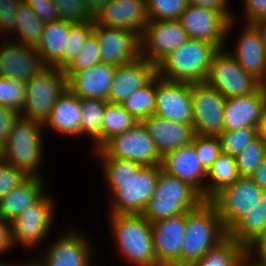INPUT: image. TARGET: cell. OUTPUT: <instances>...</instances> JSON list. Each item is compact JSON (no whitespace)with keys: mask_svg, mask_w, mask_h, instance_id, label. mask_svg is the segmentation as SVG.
Masks as SVG:
<instances>
[{"mask_svg":"<svg viewBox=\"0 0 266 266\" xmlns=\"http://www.w3.org/2000/svg\"><path fill=\"white\" fill-rule=\"evenodd\" d=\"M101 160L105 183L111 199L109 215L142 214L153 197L160 164H142L115 158Z\"/></svg>","mask_w":266,"mask_h":266,"instance_id":"cell-1","label":"cell"},{"mask_svg":"<svg viewBox=\"0 0 266 266\" xmlns=\"http://www.w3.org/2000/svg\"><path fill=\"white\" fill-rule=\"evenodd\" d=\"M108 221L116 249L127 263L131 266H159L151 222L142 214L108 215Z\"/></svg>","mask_w":266,"mask_h":266,"instance_id":"cell-2","label":"cell"},{"mask_svg":"<svg viewBox=\"0 0 266 266\" xmlns=\"http://www.w3.org/2000/svg\"><path fill=\"white\" fill-rule=\"evenodd\" d=\"M227 236L216 206L203 200L186 213V227L181 248V266H191Z\"/></svg>","mask_w":266,"mask_h":266,"instance_id":"cell-3","label":"cell"},{"mask_svg":"<svg viewBox=\"0 0 266 266\" xmlns=\"http://www.w3.org/2000/svg\"><path fill=\"white\" fill-rule=\"evenodd\" d=\"M217 50L210 42L189 39L156 65L157 75L168 81L205 82Z\"/></svg>","mask_w":266,"mask_h":266,"instance_id":"cell-4","label":"cell"},{"mask_svg":"<svg viewBox=\"0 0 266 266\" xmlns=\"http://www.w3.org/2000/svg\"><path fill=\"white\" fill-rule=\"evenodd\" d=\"M43 124L20 116L3 145L2 160L29 177L44 178L39 170L43 157Z\"/></svg>","mask_w":266,"mask_h":266,"instance_id":"cell-5","label":"cell"},{"mask_svg":"<svg viewBox=\"0 0 266 266\" xmlns=\"http://www.w3.org/2000/svg\"><path fill=\"white\" fill-rule=\"evenodd\" d=\"M202 201V196L194 188L164 171L160 164L155 192L142 215L152 223L185 214Z\"/></svg>","mask_w":266,"mask_h":266,"instance_id":"cell-6","label":"cell"},{"mask_svg":"<svg viewBox=\"0 0 266 266\" xmlns=\"http://www.w3.org/2000/svg\"><path fill=\"white\" fill-rule=\"evenodd\" d=\"M25 89L21 116L44 124L55 102L68 89V79L63 69L48 66L25 82Z\"/></svg>","mask_w":266,"mask_h":266,"instance_id":"cell-7","label":"cell"},{"mask_svg":"<svg viewBox=\"0 0 266 266\" xmlns=\"http://www.w3.org/2000/svg\"><path fill=\"white\" fill-rule=\"evenodd\" d=\"M94 153L99 158L129 160L143 166L161 164L162 161L154 140L142 122L113 136Z\"/></svg>","mask_w":266,"mask_h":266,"instance_id":"cell-8","label":"cell"},{"mask_svg":"<svg viewBox=\"0 0 266 266\" xmlns=\"http://www.w3.org/2000/svg\"><path fill=\"white\" fill-rule=\"evenodd\" d=\"M55 201L46 191L16 218L10 221L14 246L37 248L50 233L55 216Z\"/></svg>","mask_w":266,"mask_h":266,"instance_id":"cell-9","label":"cell"},{"mask_svg":"<svg viewBox=\"0 0 266 266\" xmlns=\"http://www.w3.org/2000/svg\"><path fill=\"white\" fill-rule=\"evenodd\" d=\"M205 82L226 98L253 93L261 85L225 47L219 48L213 55Z\"/></svg>","mask_w":266,"mask_h":266,"instance_id":"cell-10","label":"cell"},{"mask_svg":"<svg viewBox=\"0 0 266 266\" xmlns=\"http://www.w3.org/2000/svg\"><path fill=\"white\" fill-rule=\"evenodd\" d=\"M179 21L189 39L210 42L218 49L227 46V40L236 25L235 19L230 21L221 12L190 4Z\"/></svg>","mask_w":266,"mask_h":266,"instance_id":"cell-11","label":"cell"},{"mask_svg":"<svg viewBox=\"0 0 266 266\" xmlns=\"http://www.w3.org/2000/svg\"><path fill=\"white\" fill-rule=\"evenodd\" d=\"M262 192L263 190L251 178L239 177L210 200L216 206L226 231L240 217L257 207Z\"/></svg>","mask_w":266,"mask_h":266,"instance_id":"cell-12","label":"cell"},{"mask_svg":"<svg viewBox=\"0 0 266 266\" xmlns=\"http://www.w3.org/2000/svg\"><path fill=\"white\" fill-rule=\"evenodd\" d=\"M79 232L71 225L47 249L44 248L43 255L33 258V261L37 266H91L95 256L93 244Z\"/></svg>","mask_w":266,"mask_h":266,"instance_id":"cell-13","label":"cell"},{"mask_svg":"<svg viewBox=\"0 0 266 266\" xmlns=\"http://www.w3.org/2000/svg\"><path fill=\"white\" fill-rule=\"evenodd\" d=\"M192 125L197 135L218 136L223 131L226 97L206 82L191 84Z\"/></svg>","mask_w":266,"mask_h":266,"instance_id":"cell-14","label":"cell"},{"mask_svg":"<svg viewBox=\"0 0 266 266\" xmlns=\"http://www.w3.org/2000/svg\"><path fill=\"white\" fill-rule=\"evenodd\" d=\"M92 35L100 48L101 61L115 67L141 57V36L121 28L98 25L93 21Z\"/></svg>","mask_w":266,"mask_h":266,"instance_id":"cell-15","label":"cell"},{"mask_svg":"<svg viewBox=\"0 0 266 266\" xmlns=\"http://www.w3.org/2000/svg\"><path fill=\"white\" fill-rule=\"evenodd\" d=\"M187 40L179 20H148L141 36V56L156 66Z\"/></svg>","mask_w":266,"mask_h":266,"instance_id":"cell-16","label":"cell"},{"mask_svg":"<svg viewBox=\"0 0 266 266\" xmlns=\"http://www.w3.org/2000/svg\"><path fill=\"white\" fill-rule=\"evenodd\" d=\"M154 115L174 122L192 124L191 84L168 81L156 75Z\"/></svg>","mask_w":266,"mask_h":266,"instance_id":"cell-17","label":"cell"},{"mask_svg":"<svg viewBox=\"0 0 266 266\" xmlns=\"http://www.w3.org/2000/svg\"><path fill=\"white\" fill-rule=\"evenodd\" d=\"M0 45V76L27 82L48 66L36 49L9 39Z\"/></svg>","mask_w":266,"mask_h":266,"instance_id":"cell-18","label":"cell"},{"mask_svg":"<svg viewBox=\"0 0 266 266\" xmlns=\"http://www.w3.org/2000/svg\"><path fill=\"white\" fill-rule=\"evenodd\" d=\"M154 251L159 266H181L186 213L151 223Z\"/></svg>","mask_w":266,"mask_h":266,"instance_id":"cell-19","label":"cell"},{"mask_svg":"<svg viewBox=\"0 0 266 266\" xmlns=\"http://www.w3.org/2000/svg\"><path fill=\"white\" fill-rule=\"evenodd\" d=\"M266 107V90L260 85L253 93L226 98L223 131L258 128Z\"/></svg>","mask_w":266,"mask_h":266,"instance_id":"cell-20","label":"cell"},{"mask_svg":"<svg viewBox=\"0 0 266 266\" xmlns=\"http://www.w3.org/2000/svg\"><path fill=\"white\" fill-rule=\"evenodd\" d=\"M98 25L132 30L142 36L148 22L146 0H109L94 16Z\"/></svg>","mask_w":266,"mask_h":266,"instance_id":"cell-21","label":"cell"},{"mask_svg":"<svg viewBox=\"0 0 266 266\" xmlns=\"http://www.w3.org/2000/svg\"><path fill=\"white\" fill-rule=\"evenodd\" d=\"M157 75L156 66L142 56L133 62L115 67L108 102L121 104Z\"/></svg>","mask_w":266,"mask_h":266,"instance_id":"cell-22","label":"cell"},{"mask_svg":"<svg viewBox=\"0 0 266 266\" xmlns=\"http://www.w3.org/2000/svg\"><path fill=\"white\" fill-rule=\"evenodd\" d=\"M161 167L194 188L205 200L207 170L203 167L192 143L181 146L162 157Z\"/></svg>","mask_w":266,"mask_h":266,"instance_id":"cell-23","label":"cell"},{"mask_svg":"<svg viewBox=\"0 0 266 266\" xmlns=\"http://www.w3.org/2000/svg\"><path fill=\"white\" fill-rule=\"evenodd\" d=\"M240 29L233 51H229L239 65L262 85L266 82V51L258 29L245 23ZM235 48V49H234Z\"/></svg>","mask_w":266,"mask_h":266,"instance_id":"cell-24","label":"cell"},{"mask_svg":"<svg viewBox=\"0 0 266 266\" xmlns=\"http://www.w3.org/2000/svg\"><path fill=\"white\" fill-rule=\"evenodd\" d=\"M142 123L154 140L161 158L192 143L195 136L192 124L170 121L154 114L145 118Z\"/></svg>","mask_w":266,"mask_h":266,"instance_id":"cell-25","label":"cell"},{"mask_svg":"<svg viewBox=\"0 0 266 266\" xmlns=\"http://www.w3.org/2000/svg\"><path fill=\"white\" fill-rule=\"evenodd\" d=\"M115 66L100 62L75 72L68 79V89L79 98L102 99L108 102Z\"/></svg>","mask_w":266,"mask_h":266,"instance_id":"cell-26","label":"cell"},{"mask_svg":"<svg viewBox=\"0 0 266 266\" xmlns=\"http://www.w3.org/2000/svg\"><path fill=\"white\" fill-rule=\"evenodd\" d=\"M81 115L79 97L67 89L55 102L43 128H51L60 135L80 136Z\"/></svg>","mask_w":266,"mask_h":266,"instance_id":"cell-27","label":"cell"},{"mask_svg":"<svg viewBox=\"0 0 266 266\" xmlns=\"http://www.w3.org/2000/svg\"><path fill=\"white\" fill-rule=\"evenodd\" d=\"M72 24L62 19L44 24L39 42L34 48L47 66L64 69V50Z\"/></svg>","mask_w":266,"mask_h":266,"instance_id":"cell-28","label":"cell"},{"mask_svg":"<svg viewBox=\"0 0 266 266\" xmlns=\"http://www.w3.org/2000/svg\"><path fill=\"white\" fill-rule=\"evenodd\" d=\"M44 180V178L29 177L23 184L7 193L0 200V217L10 222L34 203L45 192Z\"/></svg>","mask_w":266,"mask_h":266,"instance_id":"cell-29","label":"cell"},{"mask_svg":"<svg viewBox=\"0 0 266 266\" xmlns=\"http://www.w3.org/2000/svg\"><path fill=\"white\" fill-rule=\"evenodd\" d=\"M239 177L236 159L221 153L207 170L205 200H211L218 192L233 184Z\"/></svg>","mask_w":266,"mask_h":266,"instance_id":"cell-30","label":"cell"},{"mask_svg":"<svg viewBox=\"0 0 266 266\" xmlns=\"http://www.w3.org/2000/svg\"><path fill=\"white\" fill-rule=\"evenodd\" d=\"M246 248L226 236L191 266H244Z\"/></svg>","mask_w":266,"mask_h":266,"instance_id":"cell-31","label":"cell"},{"mask_svg":"<svg viewBox=\"0 0 266 266\" xmlns=\"http://www.w3.org/2000/svg\"><path fill=\"white\" fill-rule=\"evenodd\" d=\"M82 110L80 136L89 137L94 151L102 146V116L106 104L102 99L79 98Z\"/></svg>","mask_w":266,"mask_h":266,"instance_id":"cell-32","label":"cell"},{"mask_svg":"<svg viewBox=\"0 0 266 266\" xmlns=\"http://www.w3.org/2000/svg\"><path fill=\"white\" fill-rule=\"evenodd\" d=\"M240 217L228 230L227 236L245 248L266 231L265 211L262 204Z\"/></svg>","mask_w":266,"mask_h":266,"instance_id":"cell-33","label":"cell"},{"mask_svg":"<svg viewBox=\"0 0 266 266\" xmlns=\"http://www.w3.org/2000/svg\"><path fill=\"white\" fill-rule=\"evenodd\" d=\"M14 24V34L17 33L18 39L10 40L20 43L22 45L35 47L40 39L44 24L32 11V8L25 2H20L17 6L16 18ZM18 40V41H17Z\"/></svg>","mask_w":266,"mask_h":266,"instance_id":"cell-34","label":"cell"},{"mask_svg":"<svg viewBox=\"0 0 266 266\" xmlns=\"http://www.w3.org/2000/svg\"><path fill=\"white\" fill-rule=\"evenodd\" d=\"M156 103V76L143 88L136 90L120 105L138 122L154 114Z\"/></svg>","mask_w":266,"mask_h":266,"instance_id":"cell-35","label":"cell"},{"mask_svg":"<svg viewBox=\"0 0 266 266\" xmlns=\"http://www.w3.org/2000/svg\"><path fill=\"white\" fill-rule=\"evenodd\" d=\"M137 122L120 104L108 102L102 116V145L113 136L128 131Z\"/></svg>","mask_w":266,"mask_h":266,"instance_id":"cell-36","label":"cell"},{"mask_svg":"<svg viewBox=\"0 0 266 266\" xmlns=\"http://www.w3.org/2000/svg\"><path fill=\"white\" fill-rule=\"evenodd\" d=\"M266 158V144L258 135L250 141L235 158L240 177H251L260 163Z\"/></svg>","mask_w":266,"mask_h":266,"instance_id":"cell-37","label":"cell"},{"mask_svg":"<svg viewBox=\"0 0 266 266\" xmlns=\"http://www.w3.org/2000/svg\"><path fill=\"white\" fill-rule=\"evenodd\" d=\"M258 136V128H241L222 131L219 135L221 152L236 158L244 147Z\"/></svg>","mask_w":266,"mask_h":266,"instance_id":"cell-38","label":"cell"},{"mask_svg":"<svg viewBox=\"0 0 266 266\" xmlns=\"http://www.w3.org/2000/svg\"><path fill=\"white\" fill-rule=\"evenodd\" d=\"M100 62V48L91 34L79 54L63 69L64 74L69 79L75 72L91 68Z\"/></svg>","mask_w":266,"mask_h":266,"instance_id":"cell-39","label":"cell"},{"mask_svg":"<svg viewBox=\"0 0 266 266\" xmlns=\"http://www.w3.org/2000/svg\"><path fill=\"white\" fill-rule=\"evenodd\" d=\"M188 0H146L148 20H179Z\"/></svg>","mask_w":266,"mask_h":266,"instance_id":"cell-40","label":"cell"},{"mask_svg":"<svg viewBox=\"0 0 266 266\" xmlns=\"http://www.w3.org/2000/svg\"><path fill=\"white\" fill-rule=\"evenodd\" d=\"M92 31L93 21L73 23L70 26L66 50H64V68L79 54Z\"/></svg>","mask_w":266,"mask_h":266,"instance_id":"cell-41","label":"cell"},{"mask_svg":"<svg viewBox=\"0 0 266 266\" xmlns=\"http://www.w3.org/2000/svg\"><path fill=\"white\" fill-rule=\"evenodd\" d=\"M25 98L24 81L0 76V105L21 112L25 104Z\"/></svg>","mask_w":266,"mask_h":266,"instance_id":"cell-42","label":"cell"},{"mask_svg":"<svg viewBox=\"0 0 266 266\" xmlns=\"http://www.w3.org/2000/svg\"><path fill=\"white\" fill-rule=\"evenodd\" d=\"M59 19L71 23L94 21L86 0H52Z\"/></svg>","mask_w":266,"mask_h":266,"instance_id":"cell-43","label":"cell"},{"mask_svg":"<svg viewBox=\"0 0 266 266\" xmlns=\"http://www.w3.org/2000/svg\"><path fill=\"white\" fill-rule=\"evenodd\" d=\"M192 144L203 167L208 170L222 153L218 136L195 134Z\"/></svg>","mask_w":266,"mask_h":266,"instance_id":"cell-44","label":"cell"},{"mask_svg":"<svg viewBox=\"0 0 266 266\" xmlns=\"http://www.w3.org/2000/svg\"><path fill=\"white\" fill-rule=\"evenodd\" d=\"M28 178L29 176L24 171L0 160V200Z\"/></svg>","mask_w":266,"mask_h":266,"instance_id":"cell-45","label":"cell"},{"mask_svg":"<svg viewBox=\"0 0 266 266\" xmlns=\"http://www.w3.org/2000/svg\"><path fill=\"white\" fill-rule=\"evenodd\" d=\"M20 0H0V34H13L17 6ZM7 33V34H6Z\"/></svg>","mask_w":266,"mask_h":266,"instance_id":"cell-46","label":"cell"},{"mask_svg":"<svg viewBox=\"0 0 266 266\" xmlns=\"http://www.w3.org/2000/svg\"><path fill=\"white\" fill-rule=\"evenodd\" d=\"M246 258L257 266H266V231L246 247Z\"/></svg>","mask_w":266,"mask_h":266,"instance_id":"cell-47","label":"cell"},{"mask_svg":"<svg viewBox=\"0 0 266 266\" xmlns=\"http://www.w3.org/2000/svg\"><path fill=\"white\" fill-rule=\"evenodd\" d=\"M24 2L32 8V11L43 23L59 19L52 0H25Z\"/></svg>","mask_w":266,"mask_h":266,"instance_id":"cell-48","label":"cell"},{"mask_svg":"<svg viewBox=\"0 0 266 266\" xmlns=\"http://www.w3.org/2000/svg\"><path fill=\"white\" fill-rule=\"evenodd\" d=\"M21 113L10 107L0 105V141L5 142L9 133L13 129L15 122L19 119Z\"/></svg>","mask_w":266,"mask_h":266,"instance_id":"cell-49","label":"cell"},{"mask_svg":"<svg viewBox=\"0 0 266 266\" xmlns=\"http://www.w3.org/2000/svg\"><path fill=\"white\" fill-rule=\"evenodd\" d=\"M243 2L245 23H254L266 17V0H244Z\"/></svg>","mask_w":266,"mask_h":266,"instance_id":"cell-50","label":"cell"},{"mask_svg":"<svg viewBox=\"0 0 266 266\" xmlns=\"http://www.w3.org/2000/svg\"><path fill=\"white\" fill-rule=\"evenodd\" d=\"M190 5L213 9L223 13L230 21L235 19L234 13H231L228 0H188Z\"/></svg>","mask_w":266,"mask_h":266,"instance_id":"cell-51","label":"cell"},{"mask_svg":"<svg viewBox=\"0 0 266 266\" xmlns=\"http://www.w3.org/2000/svg\"><path fill=\"white\" fill-rule=\"evenodd\" d=\"M10 222L0 217V255L14 250Z\"/></svg>","mask_w":266,"mask_h":266,"instance_id":"cell-52","label":"cell"},{"mask_svg":"<svg viewBox=\"0 0 266 266\" xmlns=\"http://www.w3.org/2000/svg\"><path fill=\"white\" fill-rule=\"evenodd\" d=\"M263 191H266V158L250 177Z\"/></svg>","mask_w":266,"mask_h":266,"instance_id":"cell-53","label":"cell"},{"mask_svg":"<svg viewBox=\"0 0 266 266\" xmlns=\"http://www.w3.org/2000/svg\"><path fill=\"white\" fill-rule=\"evenodd\" d=\"M108 2L109 0H86L87 7L93 16L98 14Z\"/></svg>","mask_w":266,"mask_h":266,"instance_id":"cell-54","label":"cell"},{"mask_svg":"<svg viewBox=\"0 0 266 266\" xmlns=\"http://www.w3.org/2000/svg\"><path fill=\"white\" fill-rule=\"evenodd\" d=\"M259 31L266 51V17L252 23Z\"/></svg>","mask_w":266,"mask_h":266,"instance_id":"cell-55","label":"cell"},{"mask_svg":"<svg viewBox=\"0 0 266 266\" xmlns=\"http://www.w3.org/2000/svg\"><path fill=\"white\" fill-rule=\"evenodd\" d=\"M258 135L261 137L262 141L266 144V107L263 110L262 118L258 127Z\"/></svg>","mask_w":266,"mask_h":266,"instance_id":"cell-56","label":"cell"},{"mask_svg":"<svg viewBox=\"0 0 266 266\" xmlns=\"http://www.w3.org/2000/svg\"><path fill=\"white\" fill-rule=\"evenodd\" d=\"M12 266H37L36 265V263L33 261V259L31 260L30 259V261L28 260V262H27V260L23 263H18V264H12Z\"/></svg>","mask_w":266,"mask_h":266,"instance_id":"cell-57","label":"cell"},{"mask_svg":"<svg viewBox=\"0 0 266 266\" xmlns=\"http://www.w3.org/2000/svg\"><path fill=\"white\" fill-rule=\"evenodd\" d=\"M260 204H262L263 209L265 211V218H266V191L262 192Z\"/></svg>","mask_w":266,"mask_h":266,"instance_id":"cell-58","label":"cell"},{"mask_svg":"<svg viewBox=\"0 0 266 266\" xmlns=\"http://www.w3.org/2000/svg\"><path fill=\"white\" fill-rule=\"evenodd\" d=\"M3 145H4V143L0 141V160H2V155H3Z\"/></svg>","mask_w":266,"mask_h":266,"instance_id":"cell-59","label":"cell"},{"mask_svg":"<svg viewBox=\"0 0 266 266\" xmlns=\"http://www.w3.org/2000/svg\"><path fill=\"white\" fill-rule=\"evenodd\" d=\"M244 266H257L255 264H252L247 258L245 259Z\"/></svg>","mask_w":266,"mask_h":266,"instance_id":"cell-60","label":"cell"},{"mask_svg":"<svg viewBox=\"0 0 266 266\" xmlns=\"http://www.w3.org/2000/svg\"><path fill=\"white\" fill-rule=\"evenodd\" d=\"M12 264H13V262L10 264H8L7 263V261L6 262H3L2 260L0 261V266H12Z\"/></svg>","mask_w":266,"mask_h":266,"instance_id":"cell-61","label":"cell"}]
</instances>
